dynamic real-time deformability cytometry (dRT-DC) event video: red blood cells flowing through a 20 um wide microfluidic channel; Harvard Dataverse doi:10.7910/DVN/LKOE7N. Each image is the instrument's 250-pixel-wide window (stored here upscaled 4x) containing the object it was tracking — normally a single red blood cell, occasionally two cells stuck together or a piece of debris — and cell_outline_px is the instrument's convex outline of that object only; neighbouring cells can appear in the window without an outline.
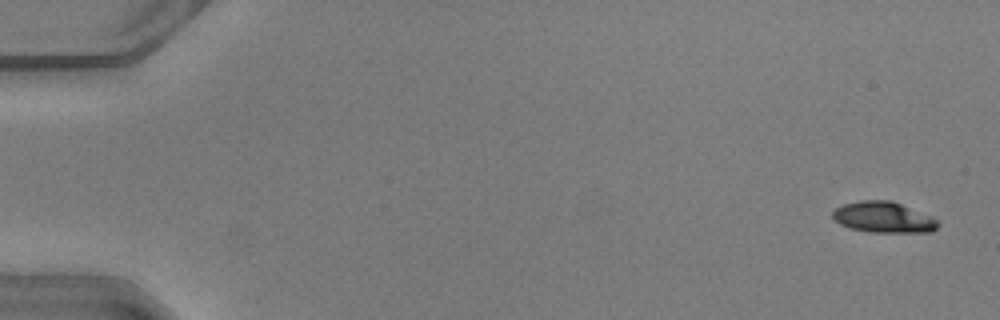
{"species": "common noctule bat (a hibernating species)", "species_latin": "Nyctalus noctula", "temperature_condition": "warm", "stored_images_in_passage": 50, "camera_frame_rate_fps": 3000, "um_per_image_px": 0.085, "animal": {"sex": "male", "body_mass_g": 20.5, "forearm_length_mm": 52.5}, "frame": {"image": 1, "passage_image": 2, "time_ms": 0.333, "image_size_px": [1000, 320], "cell_outline_px": [[940, 224], [932, 232], [868, 232], [848, 228], [840, 224], [832, 216], [832, 212], [836, 208], [844, 204], [860, 200], [892, 200], [932, 216], [940, 220]], "centroid_in_image_um": [75.13, 18.47], "position_along_channel_um": 9.9, "area_um2": 19.19}}
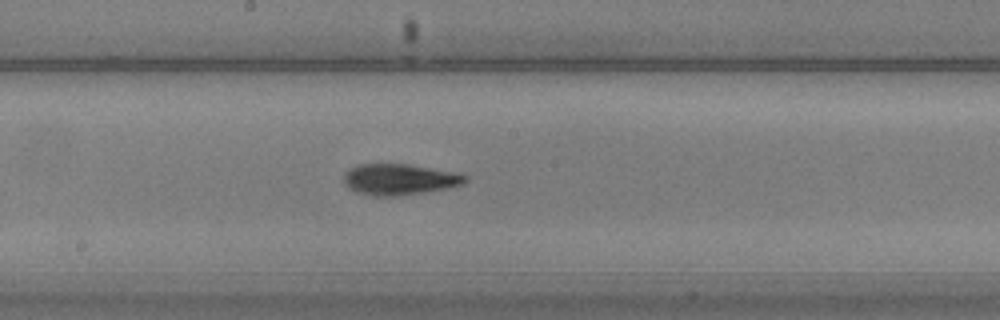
{"frame": {"image": 2, "passage_image": 28, "time_ms": 9.0, "image_size_px": [1000, 320], "cell_outline_px": [[468, 180], [464, 184], [444, 188], [420, 192], [392, 196], [372, 196], [356, 192], [348, 188], [344, 184], [344, 172], [348, 168], [356, 164], [408, 164], [432, 168], [452, 172], [468, 176]], "centroid_in_image_um": [33.88, 15.23], "position_along_channel_um": 214.3, "area_um2": 21.85}}
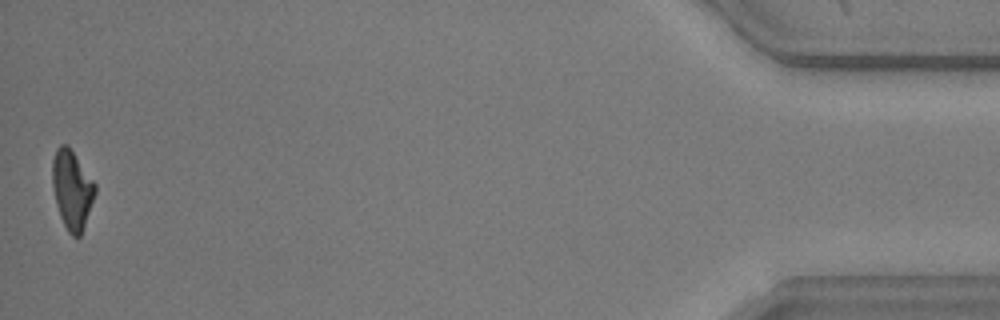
{"frame": {"image": 3, "passage_image": 50, "time_ms": 16.333, "image_size_px": [1000, 320], "cell_outline_px": [[96, 192], [80, 236], [72, 236], [68, 232], [60, 216], [56, 204], [52, 184], [52, 160], [56, 148], [60, 144], [68, 144], [96, 184]], "centroid_in_image_um": [6.11, 16.07], "position_along_channel_um": 429.1, "area_um2": 19.59}, "authors_computed_cell_mechanics": {"area_um2": 20.6924, "velocity_mm_per_s": 4.1129, "shape_relaxation_time_tau1_ms": 4.0961, "shape_relaxation_time_tau2_ms": 3.6857, "deformation_change_tau1": 0.1824, "deformation_change_tau2": 0.1246}}